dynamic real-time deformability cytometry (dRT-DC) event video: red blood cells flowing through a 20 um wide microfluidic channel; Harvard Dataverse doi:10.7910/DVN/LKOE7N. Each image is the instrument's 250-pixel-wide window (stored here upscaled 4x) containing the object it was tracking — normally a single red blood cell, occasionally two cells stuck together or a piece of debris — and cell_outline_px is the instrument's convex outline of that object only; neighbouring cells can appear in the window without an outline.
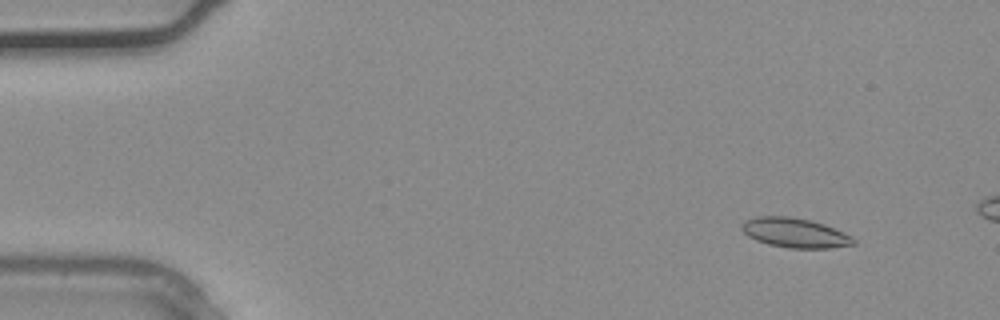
{"species": "common noctule bat (a hibernating species)", "species_latin": "Nyctalus noctula", "temperature_condition": "warm", "stored_images_in_passage": 3, "camera_frame_rate_fps": 3000, "um_per_image_px": 0.085, "animal": {"sex": "male", "body_mass_g": 20.4}, "frame": {"image": 1, "passage_image": 1, "time_ms": 0.0, "image_size_px": [1000, 320], "cell_outline_px": [[856, 244], [828, 248], [788, 248], [768, 244], [756, 240], [748, 236], [740, 228], [740, 224], [744, 220], [756, 216], [788, 216], [812, 220], [824, 224], [844, 232], [852, 236], [856, 240]], "centroid_in_image_um": [67.55, 19.78], "position_along_channel_um": 17.4, "area_um2": 19.48}}